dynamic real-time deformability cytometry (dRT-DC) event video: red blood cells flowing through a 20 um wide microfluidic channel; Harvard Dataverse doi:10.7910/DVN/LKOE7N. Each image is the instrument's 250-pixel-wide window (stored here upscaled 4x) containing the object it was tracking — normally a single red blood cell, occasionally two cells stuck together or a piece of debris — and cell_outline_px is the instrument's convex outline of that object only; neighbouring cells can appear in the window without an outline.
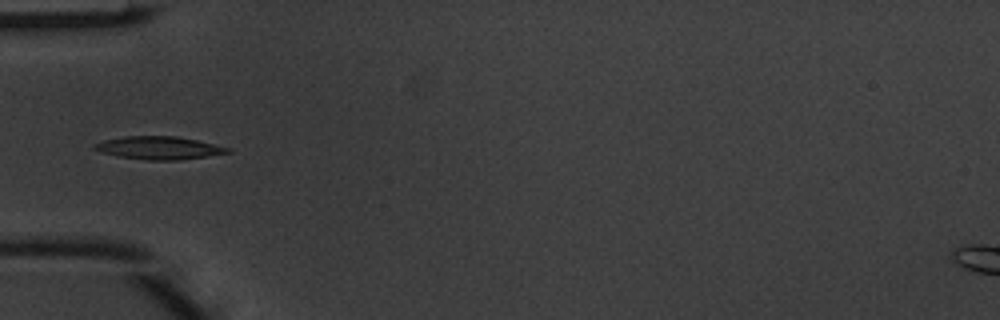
{"species": "common noctule bat (a hibernating species)", "species_latin": "Nyctalus noctula", "temperature_condition": "warm", "stored_images_in_passage": 4, "camera_frame_rate_fps": 3000, "um_per_image_px": 0.085, "animal": {"sex": "male", "body_mass_g": 20.1, "forearm_length_mm": 53.5}, "frame": {"image": 1, "passage_image": 4, "time_ms": 1.0, "image_size_px": [1000, 320], "cell_outline_px": [[232, 152], [180, 160], [148, 160], [116, 156], [92, 148], [92, 144], [104, 140], [124, 136], [176, 136], [196, 140], [232, 148]], "centroid_in_image_um": [13.51, 12.57], "position_along_channel_um": 71.5, "area_um2": 17.74}}